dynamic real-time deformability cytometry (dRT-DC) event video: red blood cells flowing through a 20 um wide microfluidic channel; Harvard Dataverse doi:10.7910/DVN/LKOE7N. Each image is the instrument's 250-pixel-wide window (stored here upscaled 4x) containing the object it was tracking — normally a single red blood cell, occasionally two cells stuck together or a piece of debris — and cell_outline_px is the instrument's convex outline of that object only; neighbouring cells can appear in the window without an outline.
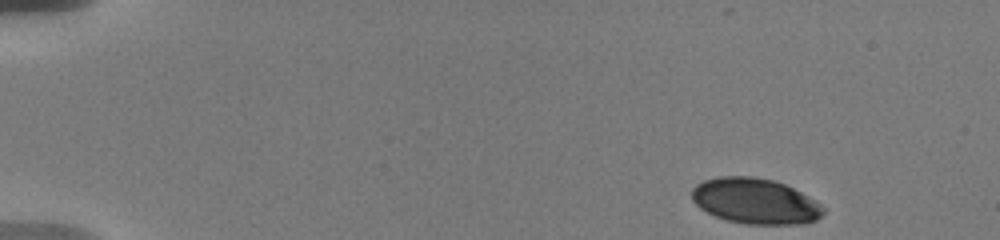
{"species": "human", "species_latin": "Homo sapiens", "temperature_condition": "warm", "stored_images_in_passage": 49, "camera_frame_rate_fps": 3000, "um_per_image_px": 0.085, "donor": {"sex": "male"}, "frame": {"image": 1, "passage_image": 1, "time_ms": 0.0, "image_size_px": [1000, 240], "cell_outline_px": [[824, 212], [816, 220], [804, 224], [744, 224], [728, 220], [716, 216], [700, 208], [692, 200], [692, 188], [696, 184], [704, 180], [716, 176], [752, 176], [772, 180], [784, 184], [816, 200], [824, 208]], "centroid_in_image_um": [64.18, 17.09], "position_along_channel_um": 20.8, "area_um2": 34.91}}
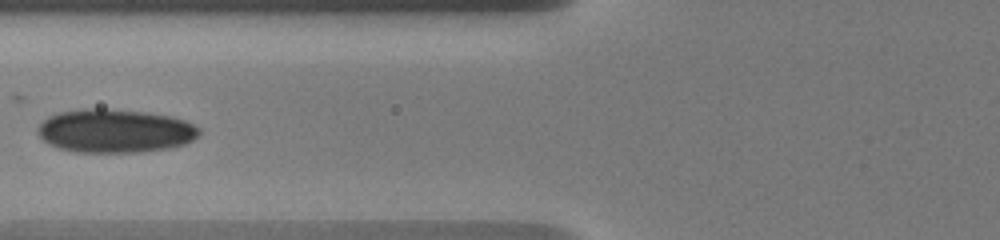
{"frame": {"image": 2, "passage_image": 23, "time_ms": 6.0, "image_size_px": [1000, 240], "cell_outline_px": [[200, 136], [184, 144], [172, 148], [140, 152], [76, 152], [60, 148], [48, 144], [36, 132], [36, 128], [48, 116], [60, 112], [84, 108], [104, 108], [144, 112], [172, 116], [184, 120], [200, 128]], "centroid_in_image_um": [9.78, 11.12], "position_along_channel_um": 116.0, "area_um2": 41.21}}
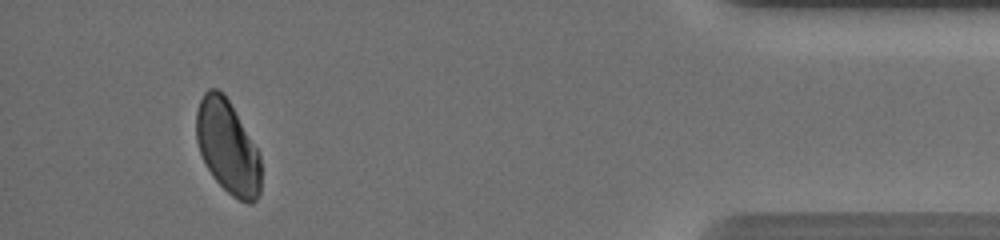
{"frame": {"image": 3, "passage_image": 45, "time_ms": 15.667, "image_size_px": [1000, 240], "cell_outline_px": [[260, 192], [256, 200], [252, 204], [248, 204], [232, 196], [212, 176], [200, 152], [196, 140], [196, 112], [200, 100], [204, 92], [208, 88], [216, 88], [228, 100], [256, 148], [260, 156]], "centroid_in_image_um": [19.33, 12.52], "position_along_channel_um": 415.9, "area_um2": 34.68}, "authors_computed_cell_mechanics": {"area_um2": 37.8012, "velocity_mm_per_s": 3.6166, "shape_relaxation_time_tau1_ms": 5.8673, "shape_relaxation_time_tau2_ms": null, "deformation_change_tau1": 0.1381, "deformation_change_tau2": null}}